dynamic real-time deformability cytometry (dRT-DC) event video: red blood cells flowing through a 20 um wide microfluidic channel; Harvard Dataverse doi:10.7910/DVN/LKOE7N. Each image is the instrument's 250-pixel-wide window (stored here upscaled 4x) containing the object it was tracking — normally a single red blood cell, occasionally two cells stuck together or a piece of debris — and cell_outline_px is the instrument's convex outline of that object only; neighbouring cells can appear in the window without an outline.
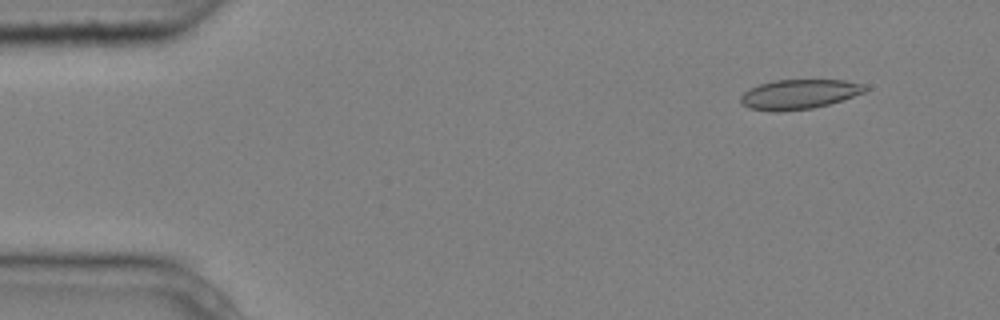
{"species": "common noctule bat (a hibernating species)", "species_latin": "Nyctalus noctula", "temperature_condition": "cold", "stored_images_in_passage": 5, "camera_frame_rate_fps": 3000, "um_per_image_px": 0.085, "animal": {"sex": "male", "body_mass_g": 20.4}, "frame": {"image": 1, "passage_image": 2, "time_ms": 0.333, "image_size_px": [1000, 320], "cell_outline_px": [[868, 88], [864, 92], [828, 104], [812, 108], [776, 112], [748, 108], [740, 104], [740, 96], [748, 88], [760, 84], [776, 80], [844, 80], [864, 84]], "centroid_in_image_um": [67.86, 8.01], "position_along_channel_um": 17.1, "area_um2": 21.44}}
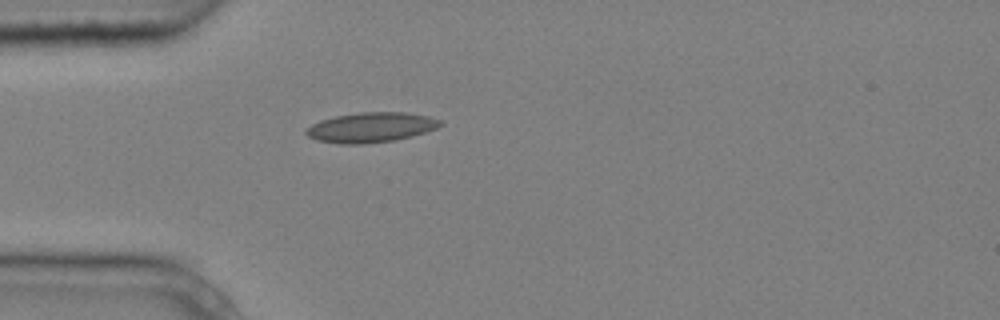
{"frame": {"image": 2, "passage_image": 5, "time_ms": 1.333, "image_size_px": [1000, 320], "cell_outline_px": [[444, 124], [436, 128], [412, 136], [392, 140], [364, 144], [340, 144], [316, 140], [308, 136], [304, 132], [312, 124], [320, 120], [336, 116], [360, 112], [404, 112], [428, 116], [440, 120]], "centroid_in_image_um": [31.52, 10.83], "position_along_channel_um": 53.5, "area_um2": 23.29}}